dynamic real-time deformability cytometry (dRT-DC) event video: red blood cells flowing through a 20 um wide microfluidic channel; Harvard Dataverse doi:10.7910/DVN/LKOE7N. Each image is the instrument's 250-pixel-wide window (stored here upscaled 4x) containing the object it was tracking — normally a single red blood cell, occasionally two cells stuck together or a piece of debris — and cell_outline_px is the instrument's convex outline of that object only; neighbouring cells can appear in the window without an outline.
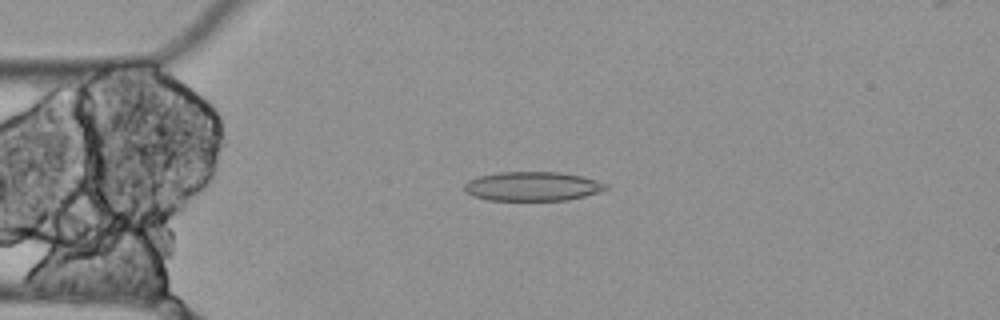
{"species": "Egyptian fruit bat (a non-hibernating species)", "species_latin": "Rousettus aegyptiacus", "temperature_condition": "cold", "stored_images_in_passage": 9, "camera_frame_rate_fps": 3000, "um_per_image_px": 0.085, "animal": {"sex": "female"}, "frame": {"image": 1, "passage_image": 2, "time_ms": 0.333, "image_size_px": [1000, 320], "cell_outline_px": [[608, 188], [600, 192], [568, 200], [488, 200], [472, 196], [464, 188], [464, 184], [468, 180], [476, 176], [496, 172], [560, 172], [580, 176], [596, 180], [608, 184]], "centroid_in_image_um": [45.24, 15.83], "position_along_channel_um": 39.8, "area_um2": 24.16}}
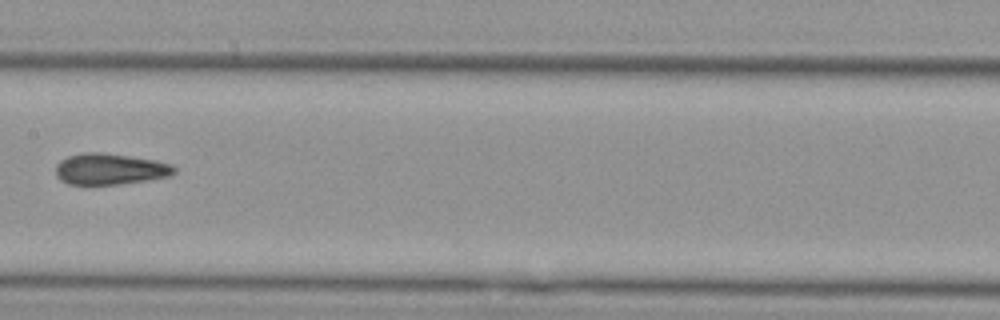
{"frame": {"image": 2, "passage_image": 6, "time_ms": 1.667, "image_size_px": [1000, 320], "cell_outline_px": [[176, 172], [168, 176], [120, 184], [68, 184], [60, 180], [56, 176], [56, 164], [60, 160], [68, 156], [84, 152], [100, 152], [128, 156], [152, 160], [172, 164], [176, 168]], "centroid_in_image_um": [9.3, 14.36], "position_along_channel_um": 198.1, "area_um2": 21.33}}
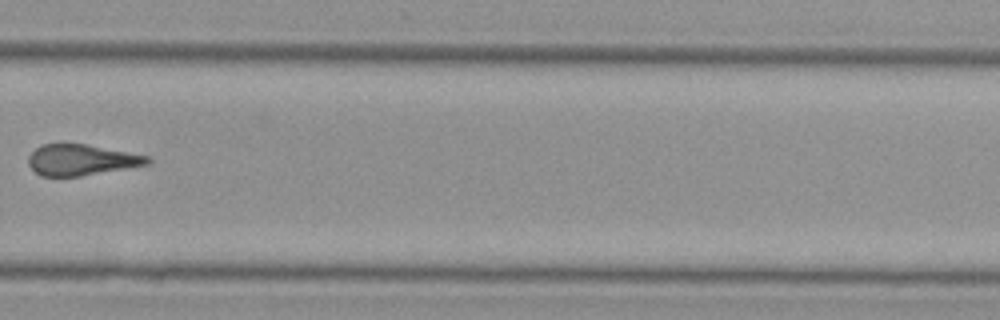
{"frame": {"image": 3, "passage_image": 9, "time_ms": 2.667, "image_size_px": [1000, 320], "cell_outline_px": [[152, 164], [80, 176], [44, 176], [36, 172], [28, 164], [28, 156], [40, 144], [64, 140], [88, 144], [152, 156]], "centroid_in_image_um": [6.94, 13.54], "position_along_channel_um": 322.9, "area_um2": 22.37}}